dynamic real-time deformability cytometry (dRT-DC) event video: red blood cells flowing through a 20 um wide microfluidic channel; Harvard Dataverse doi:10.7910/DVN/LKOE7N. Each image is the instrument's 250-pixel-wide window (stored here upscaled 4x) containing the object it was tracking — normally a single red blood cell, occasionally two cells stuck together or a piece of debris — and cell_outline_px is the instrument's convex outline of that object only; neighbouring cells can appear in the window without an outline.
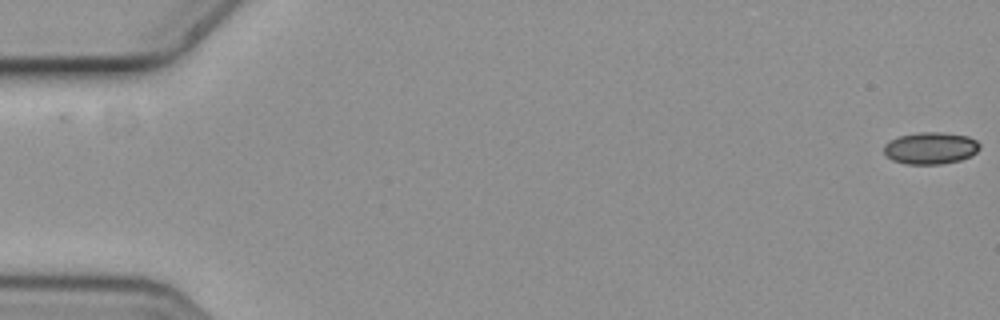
{"species": "common noctule bat (a hibernating species)", "species_latin": "Nyctalus noctula", "temperature_condition": "cold", "stored_images_in_passage": 7, "camera_frame_rate_fps": 3000, "um_per_image_px": 0.085, "animal": {"sex": "female", "body_mass_g": 19.3, "forearm_length_mm": 54.1}, "frame": {"image": 1, "passage_image": 1, "time_ms": 0.0, "image_size_px": [1000, 320], "cell_outline_px": [[980, 148], [976, 152], [960, 160], [940, 164], [904, 164], [892, 160], [884, 156], [884, 144], [888, 140], [900, 136], [916, 132], [944, 132], [968, 136], [976, 140], [980, 144]], "centroid_in_image_um": [79.05, 12.58], "position_along_channel_um": 5.9, "area_um2": 18.03}}
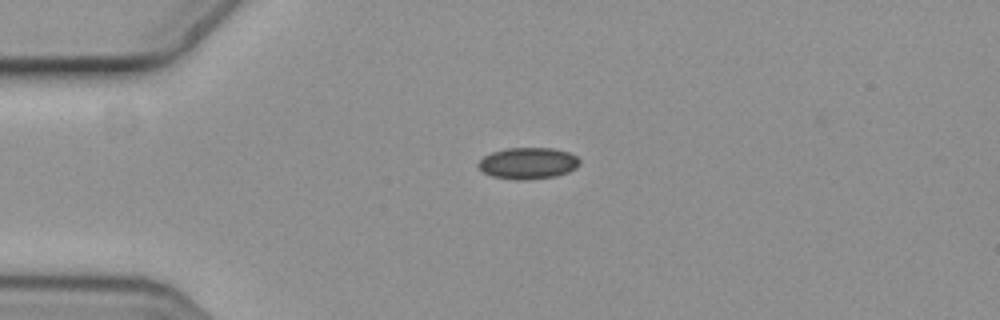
{"frame": {"image": 2, "passage_image": 5, "time_ms": 1.333, "image_size_px": [1000, 320], "cell_outline_px": [[580, 164], [576, 168], [568, 172], [556, 176], [524, 180], [516, 180], [492, 176], [484, 172], [476, 164], [484, 156], [492, 152], [504, 148], [552, 148], [568, 152], [576, 156], [580, 160]], "centroid_in_image_um": [44.88, 13.87], "position_along_channel_um": 40.1, "area_um2": 18.61}}
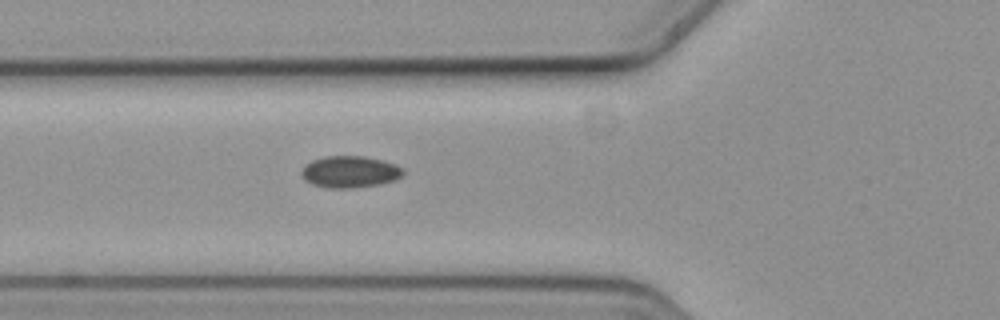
{"frame": {"image": 3, "passage_image": 7, "time_ms": 2.0, "image_size_px": [1000, 320], "cell_outline_px": [[404, 172], [396, 180], [380, 184], [352, 188], [328, 188], [312, 184], [304, 180], [300, 172], [304, 164], [312, 160], [324, 156], [364, 156], [384, 160], [396, 164], [404, 168]], "centroid_in_image_um": [29.73, 14.6], "position_along_channel_um": 96.1, "area_um2": 19.07}}